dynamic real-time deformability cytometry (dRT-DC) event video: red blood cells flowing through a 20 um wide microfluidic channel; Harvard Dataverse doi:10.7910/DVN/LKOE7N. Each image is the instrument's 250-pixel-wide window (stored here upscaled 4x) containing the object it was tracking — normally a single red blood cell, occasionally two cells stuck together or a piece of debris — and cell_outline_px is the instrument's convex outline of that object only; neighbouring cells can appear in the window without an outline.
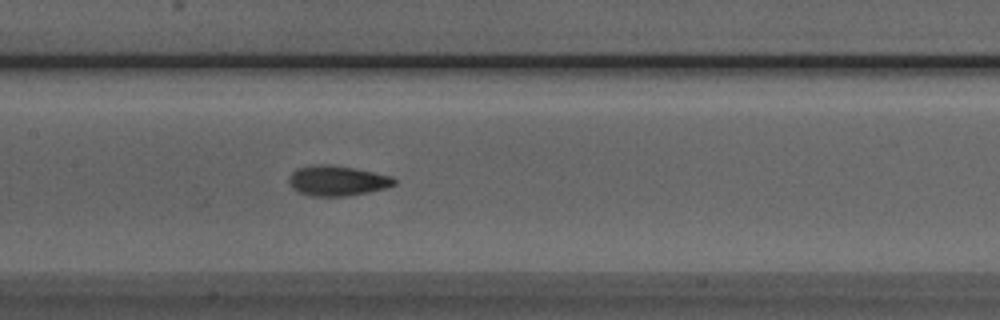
{"species": "Egyptian fruit bat (a non-hibernating species)", "species_latin": "Rousettus aegyptiacus", "temperature_condition": "room temperature", "stored_images_in_passage": 28, "camera_frame_rate_fps": 3000, "um_per_image_px": 0.085, "animal": {"sex": "male"}, "frame": {"image": 1, "passage_image": 13, "time_ms": 4.0, "image_size_px": [1000, 320], "cell_outline_px": [[396, 184], [388, 188], [368, 192], [344, 196], [308, 196], [296, 192], [288, 184], [288, 176], [296, 168], [312, 164], [328, 164], [352, 168], [392, 176], [396, 180]], "centroid_in_image_um": [28.6, 15.36], "position_along_channel_um": 178.8, "area_um2": 18.79}}
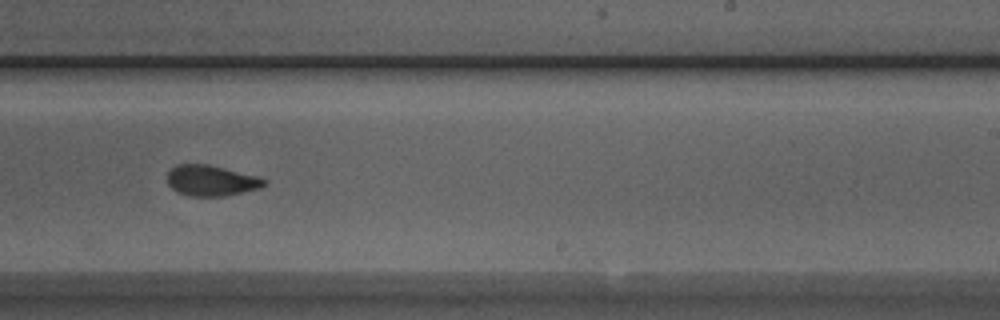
{"frame": {"image": 2, "passage_image": 20, "time_ms": 6.333, "image_size_px": [1000, 320], "cell_outline_px": [[268, 184], [260, 188], [224, 196], [188, 196], [176, 192], [168, 184], [168, 172], [176, 164], [208, 164], [260, 176], [268, 180]], "centroid_in_image_um": [17.99, 15.34], "position_along_channel_um": 271.0, "area_um2": 17.57}}
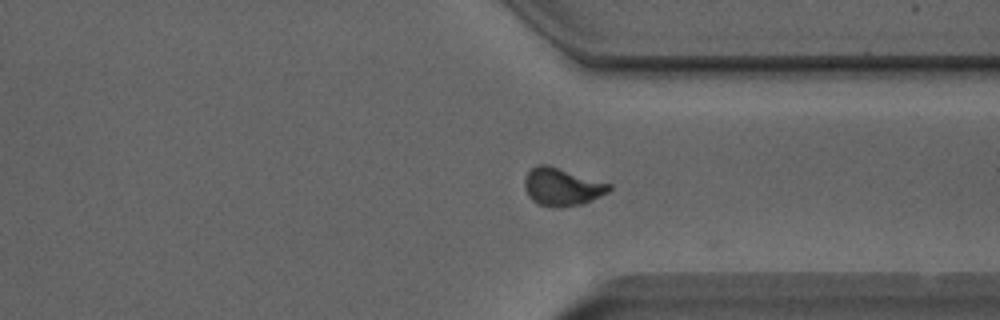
{"frame": {"image": 3, "passage_image": 27, "time_ms": 8.667, "image_size_px": [1000, 320], "cell_outline_px": [[612, 188], [608, 192], [592, 200], [580, 204], [560, 208], [552, 208], [536, 204], [528, 196], [524, 188], [524, 180], [528, 172], [536, 164], [548, 164], [612, 184]], "centroid_in_image_um": [47.75, 15.89], "position_along_channel_um": 363.6, "area_um2": 18.9}, "authors_computed_cell_mechanics": {"area_um2": 18.3804, "velocity_mm_per_s": 3.9753, "shape_relaxation_time_tau1_ms": 5.7693, "shape_relaxation_time_tau2_ms": 1.6135, "deformation_change_tau1": 0.1489, "deformation_change_tau2": 0.0814}}